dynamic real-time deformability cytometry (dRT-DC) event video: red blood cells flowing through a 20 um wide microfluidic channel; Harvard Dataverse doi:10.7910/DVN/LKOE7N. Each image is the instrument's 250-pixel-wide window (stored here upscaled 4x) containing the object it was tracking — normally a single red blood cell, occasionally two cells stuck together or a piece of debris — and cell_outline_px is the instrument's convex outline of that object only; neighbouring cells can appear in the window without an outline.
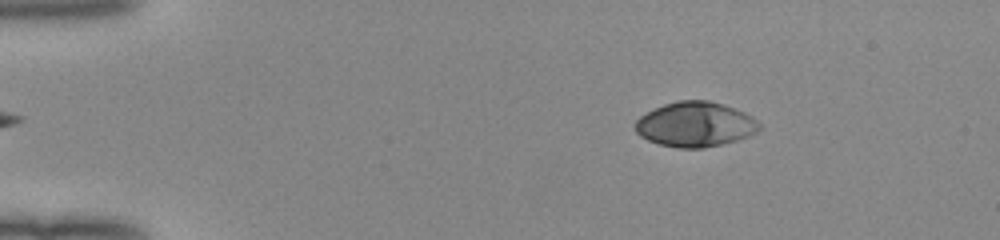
{"species": "human", "species_latin": "Homo sapiens", "temperature_condition": "room temperature", "stored_images_in_passage": 46, "camera_frame_rate_fps": 3000, "um_per_image_px": 0.085, "donor": {"sex": "female"}, "frame": {"image": 1, "passage_image": 3, "time_ms": 0.667, "image_size_px": [1000, 240], "cell_outline_px": [[760, 128], [756, 132], [748, 136], [736, 140], [704, 148], [680, 148], [660, 144], [648, 140], [640, 136], [636, 132], [636, 120], [640, 116], [664, 104], [676, 100], [708, 100], [744, 112], [752, 116], [760, 124]], "centroid_in_image_um": [59.09, 10.57], "position_along_channel_um": 25.9, "area_um2": 32.14}}
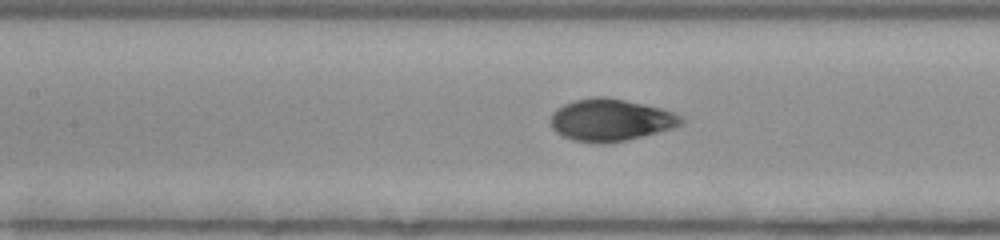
{"frame": {"image": 2, "passage_image": 19, "time_ms": 6.0, "image_size_px": [1000, 240], "cell_outline_px": [[684, 124], [672, 128], [624, 140], [604, 144], [600, 144], [576, 140], [564, 136], [556, 132], [552, 128], [548, 120], [552, 112], [556, 108], [564, 104], [576, 100], [592, 96], [604, 96], [644, 104], [660, 108], [684, 116]], "centroid_in_image_um": [51.87, 10.18], "position_along_channel_um": 155.5, "area_um2": 32.02}}
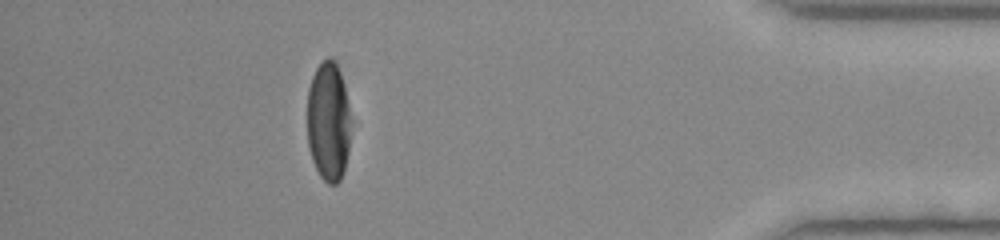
{"frame": {"image": 3, "passage_image": 41, "time_ms": 13.333, "image_size_px": [1000, 240], "cell_outline_px": [[348, 152], [344, 172], [340, 180], [336, 184], [328, 184], [320, 176], [312, 160], [308, 144], [308, 88], [312, 76], [316, 68], [324, 60], [332, 60], [336, 64], [340, 72], [344, 84], [348, 104]], "centroid_in_image_um": [27.89, 10.37], "position_along_channel_um": 407.3, "area_um2": 29.82}, "authors_computed_cell_mechanics": {"area_um2": 32.1079, "velocity_mm_per_s": 4.0207, "shape_relaxation_time_tau1_ms": 3.6992, "shape_relaxation_time_tau2_ms": null, "deformation_change_tau1": 0.1779, "deformation_change_tau2": null}}